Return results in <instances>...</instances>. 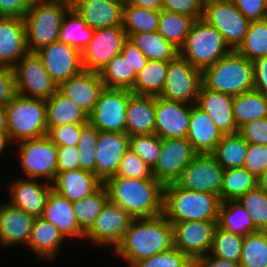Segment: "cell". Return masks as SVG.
Returning <instances> with one entry per match:
<instances>
[{
  "label": "cell",
  "instance_id": "60d3db41",
  "mask_svg": "<svg viewBox=\"0 0 267 267\" xmlns=\"http://www.w3.org/2000/svg\"><path fill=\"white\" fill-rule=\"evenodd\" d=\"M109 201L107 189L102 185L88 197L73 203V210L79 228L86 233L95 222L105 204Z\"/></svg>",
  "mask_w": 267,
  "mask_h": 267
},
{
  "label": "cell",
  "instance_id": "b9f144b4",
  "mask_svg": "<svg viewBox=\"0 0 267 267\" xmlns=\"http://www.w3.org/2000/svg\"><path fill=\"white\" fill-rule=\"evenodd\" d=\"M236 51L251 62L267 57V18L250 21L244 40Z\"/></svg>",
  "mask_w": 267,
  "mask_h": 267
},
{
  "label": "cell",
  "instance_id": "91938a15",
  "mask_svg": "<svg viewBox=\"0 0 267 267\" xmlns=\"http://www.w3.org/2000/svg\"><path fill=\"white\" fill-rule=\"evenodd\" d=\"M17 95L13 68L0 67V105H7Z\"/></svg>",
  "mask_w": 267,
  "mask_h": 267
},
{
  "label": "cell",
  "instance_id": "89a4df30",
  "mask_svg": "<svg viewBox=\"0 0 267 267\" xmlns=\"http://www.w3.org/2000/svg\"><path fill=\"white\" fill-rule=\"evenodd\" d=\"M257 187L267 193V169L257 177Z\"/></svg>",
  "mask_w": 267,
  "mask_h": 267
},
{
  "label": "cell",
  "instance_id": "9c48e42d",
  "mask_svg": "<svg viewBox=\"0 0 267 267\" xmlns=\"http://www.w3.org/2000/svg\"><path fill=\"white\" fill-rule=\"evenodd\" d=\"M203 19L220 32L232 50L243 42L250 23L233 0H204Z\"/></svg>",
  "mask_w": 267,
  "mask_h": 267
},
{
  "label": "cell",
  "instance_id": "f546056e",
  "mask_svg": "<svg viewBox=\"0 0 267 267\" xmlns=\"http://www.w3.org/2000/svg\"><path fill=\"white\" fill-rule=\"evenodd\" d=\"M102 185L103 182L94 173L77 169L58 173L52 188L74 203L90 196Z\"/></svg>",
  "mask_w": 267,
  "mask_h": 267
},
{
  "label": "cell",
  "instance_id": "9a60e30c",
  "mask_svg": "<svg viewBox=\"0 0 267 267\" xmlns=\"http://www.w3.org/2000/svg\"><path fill=\"white\" fill-rule=\"evenodd\" d=\"M128 39L123 26L95 29L93 38L81 52L84 70L100 72L115 56L120 55Z\"/></svg>",
  "mask_w": 267,
  "mask_h": 267
},
{
  "label": "cell",
  "instance_id": "6f0895ef",
  "mask_svg": "<svg viewBox=\"0 0 267 267\" xmlns=\"http://www.w3.org/2000/svg\"><path fill=\"white\" fill-rule=\"evenodd\" d=\"M57 174L80 169L79 149L77 146H57Z\"/></svg>",
  "mask_w": 267,
  "mask_h": 267
},
{
  "label": "cell",
  "instance_id": "11a10c76",
  "mask_svg": "<svg viewBox=\"0 0 267 267\" xmlns=\"http://www.w3.org/2000/svg\"><path fill=\"white\" fill-rule=\"evenodd\" d=\"M243 167L255 177L265 171L267 169V145L248 144Z\"/></svg>",
  "mask_w": 267,
  "mask_h": 267
},
{
  "label": "cell",
  "instance_id": "ba28073f",
  "mask_svg": "<svg viewBox=\"0 0 267 267\" xmlns=\"http://www.w3.org/2000/svg\"><path fill=\"white\" fill-rule=\"evenodd\" d=\"M6 113L14 143L47 135L46 100L16 95L6 105Z\"/></svg>",
  "mask_w": 267,
  "mask_h": 267
},
{
  "label": "cell",
  "instance_id": "ee69618b",
  "mask_svg": "<svg viewBox=\"0 0 267 267\" xmlns=\"http://www.w3.org/2000/svg\"><path fill=\"white\" fill-rule=\"evenodd\" d=\"M159 17L160 11L124 5L122 26L126 34L154 32L158 30Z\"/></svg>",
  "mask_w": 267,
  "mask_h": 267
},
{
  "label": "cell",
  "instance_id": "f1b7e54d",
  "mask_svg": "<svg viewBox=\"0 0 267 267\" xmlns=\"http://www.w3.org/2000/svg\"><path fill=\"white\" fill-rule=\"evenodd\" d=\"M224 134L211 117L196 104H191L187 140L197 154L212 153Z\"/></svg>",
  "mask_w": 267,
  "mask_h": 267
},
{
  "label": "cell",
  "instance_id": "4316f807",
  "mask_svg": "<svg viewBox=\"0 0 267 267\" xmlns=\"http://www.w3.org/2000/svg\"><path fill=\"white\" fill-rule=\"evenodd\" d=\"M233 97L230 94L209 90L202 85L196 102L224 135L239 134L232 113Z\"/></svg>",
  "mask_w": 267,
  "mask_h": 267
},
{
  "label": "cell",
  "instance_id": "74e56055",
  "mask_svg": "<svg viewBox=\"0 0 267 267\" xmlns=\"http://www.w3.org/2000/svg\"><path fill=\"white\" fill-rule=\"evenodd\" d=\"M257 187V177L244 167L224 170L220 201L239 200L245 193Z\"/></svg>",
  "mask_w": 267,
  "mask_h": 267
},
{
  "label": "cell",
  "instance_id": "30bf717a",
  "mask_svg": "<svg viewBox=\"0 0 267 267\" xmlns=\"http://www.w3.org/2000/svg\"><path fill=\"white\" fill-rule=\"evenodd\" d=\"M13 71L17 95L48 100L58 89V85L50 77L36 52L24 55L15 64Z\"/></svg>",
  "mask_w": 267,
  "mask_h": 267
},
{
  "label": "cell",
  "instance_id": "8fae6325",
  "mask_svg": "<svg viewBox=\"0 0 267 267\" xmlns=\"http://www.w3.org/2000/svg\"><path fill=\"white\" fill-rule=\"evenodd\" d=\"M132 219L133 217L119 205L108 201L85 233L84 240L89 241L87 245L92 244L95 249L106 248L112 252L124 237Z\"/></svg>",
  "mask_w": 267,
  "mask_h": 267
},
{
  "label": "cell",
  "instance_id": "7c38bea8",
  "mask_svg": "<svg viewBox=\"0 0 267 267\" xmlns=\"http://www.w3.org/2000/svg\"><path fill=\"white\" fill-rule=\"evenodd\" d=\"M202 86V70L178 55L169 61L164 88L159 97L196 104Z\"/></svg>",
  "mask_w": 267,
  "mask_h": 267
},
{
  "label": "cell",
  "instance_id": "f6af8a7d",
  "mask_svg": "<svg viewBox=\"0 0 267 267\" xmlns=\"http://www.w3.org/2000/svg\"><path fill=\"white\" fill-rule=\"evenodd\" d=\"M244 236L216 227L209 254L221 259L240 262Z\"/></svg>",
  "mask_w": 267,
  "mask_h": 267
},
{
  "label": "cell",
  "instance_id": "a7ac6f4b",
  "mask_svg": "<svg viewBox=\"0 0 267 267\" xmlns=\"http://www.w3.org/2000/svg\"><path fill=\"white\" fill-rule=\"evenodd\" d=\"M0 133H8V121L5 105H0Z\"/></svg>",
  "mask_w": 267,
  "mask_h": 267
},
{
  "label": "cell",
  "instance_id": "f907efd6",
  "mask_svg": "<svg viewBox=\"0 0 267 267\" xmlns=\"http://www.w3.org/2000/svg\"><path fill=\"white\" fill-rule=\"evenodd\" d=\"M133 267H195V261L172 247L170 250L137 262Z\"/></svg>",
  "mask_w": 267,
  "mask_h": 267
},
{
  "label": "cell",
  "instance_id": "83f0119b",
  "mask_svg": "<svg viewBox=\"0 0 267 267\" xmlns=\"http://www.w3.org/2000/svg\"><path fill=\"white\" fill-rule=\"evenodd\" d=\"M42 218L53 223L68 243L76 239L84 240L85 233L77 224L73 203L53 189L48 196Z\"/></svg>",
  "mask_w": 267,
  "mask_h": 267
},
{
  "label": "cell",
  "instance_id": "681fc988",
  "mask_svg": "<svg viewBox=\"0 0 267 267\" xmlns=\"http://www.w3.org/2000/svg\"><path fill=\"white\" fill-rule=\"evenodd\" d=\"M129 148L149 167H155L161 152V138L155 133L129 136Z\"/></svg>",
  "mask_w": 267,
  "mask_h": 267
},
{
  "label": "cell",
  "instance_id": "6da1fadb",
  "mask_svg": "<svg viewBox=\"0 0 267 267\" xmlns=\"http://www.w3.org/2000/svg\"><path fill=\"white\" fill-rule=\"evenodd\" d=\"M173 247V226L162 214L150 218H133L124 237L112 253L125 267Z\"/></svg>",
  "mask_w": 267,
  "mask_h": 267
},
{
  "label": "cell",
  "instance_id": "8d00e7d4",
  "mask_svg": "<svg viewBox=\"0 0 267 267\" xmlns=\"http://www.w3.org/2000/svg\"><path fill=\"white\" fill-rule=\"evenodd\" d=\"M169 61L148 60L137 75L131 92L139 95L159 96L164 88Z\"/></svg>",
  "mask_w": 267,
  "mask_h": 267
},
{
  "label": "cell",
  "instance_id": "680465c9",
  "mask_svg": "<svg viewBox=\"0 0 267 267\" xmlns=\"http://www.w3.org/2000/svg\"><path fill=\"white\" fill-rule=\"evenodd\" d=\"M249 21L267 18V0H233Z\"/></svg>",
  "mask_w": 267,
  "mask_h": 267
},
{
  "label": "cell",
  "instance_id": "3957f363",
  "mask_svg": "<svg viewBox=\"0 0 267 267\" xmlns=\"http://www.w3.org/2000/svg\"><path fill=\"white\" fill-rule=\"evenodd\" d=\"M219 196L179 187L164 186L163 215L171 223L186 221H218Z\"/></svg>",
  "mask_w": 267,
  "mask_h": 267
},
{
  "label": "cell",
  "instance_id": "c3c4849f",
  "mask_svg": "<svg viewBox=\"0 0 267 267\" xmlns=\"http://www.w3.org/2000/svg\"><path fill=\"white\" fill-rule=\"evenodd\" d=\"M98 136L99 130L88 122L82 127V132L77 145L79 149L80 169L94 174L96 162L95 151Z\"/></svg>",
  "mask_w": 267,
  "mask_h": 267
},
{
  "label": "cell",
  "instance_id": "be15d7a7",
  "mask_svg": "<svg viewBox=\"0 0 267 267\" xmlns=\"http://www.w3.org/2000/svg\"><path fill=\"white\" fill-rule=\"evenodd\" d=\"M254 90L267 97V57L253 62Z\"/></svg>",
  "mask_w": 267,
  "mask_h": 267
},
{
  "label": "cell",
  "instance_id": "6125c7cd",
  "mask_svg": "<svg viewBox=\"0 0 267 267\" xmlns=\"http://www.w3.org/2000/svg\"><path fill=\"white\" fill-rule=\"evenodd\" d=\"M32 0H0V16L22 18L29 10Z\"/></svg>",
  "mask_w": 267,
  "mask_h": 267
},
{
  "label": "cell",
  "instance_id": "bcb514c9",
  "mask_svg": "<svg viewBox=\"0 0 267 267\" xmlns=\"http://www.w3.org/2000/svg\"><path fill=\"white\" fill-rule=\"evenodd\" d=\"M240 267H265L267 265V231L244 236Z\"/></svg>",
  "mask_w": 267,
  "mask_h": 267
},
{
  "label": "cell",
  "instance_id": "4dcf8cb0",
  "mask_svg": "<svg viewBox=\"0 0 267 267\" xmlns=\"http://www.w3.org/2000/svg\"><path fill=\"white\" fill-rule=\"evenodd\" d=\"M155 96L132 93L126 109V134L155 133Z\"/></svg>",
  "mask_w": 267,
  "mask_h": 267
},
{
  "label": "cell",
  "instance_id": "ffe728a7",
  "mask_svg": "<svg viewBox=\"0 0 267 267\" xmlns=\"http://www.w3.org/2000/svg\"><path fill=\"white\" fill-rule=\"evenodd\" d=\"M191 104L155 96V134L161 139L186 138Z\"/></svg>",
  "mask_w": 267,
  "mask_h": 267
},
{
  "label": "cell",
  "instance_id": "e7e4bbea",
  "mask_svg": "<svg viewBox=\"0 0 267 267\" xmlns=\"http://www.w3.org/2000/svg\"><path fill=\"white\" fill-rule=\"evenodd\" d=\"M195 267H240V264L218 258L208 253L195 261Z\"/></svg>",
  "mask_w": 267,
  "mask_h": 267
},
{
  "label": "cell",
  "instance_id": "cb8c5ba5",
  "mask_svg": "<svg viewBox=\"0 0 267 267\" xmlns=\"http://www.w3.org/2000/svg\"><path fill=\"white\" fill-rule=\"evenodd\" d=\"M71 7L93 29L123 24L124 2L121 0H72Z\"/></svg>",
  "mask_w": 267,
  "mask_h": 267
},
{
  "label": "cell",
  "instance_id": "f35d334b",
  "mask_svg": "<svg viewBox=\"0 0 267 267\" xmlns=\"http://www.w3.org/2000/svg\"><path fill=\"white\" fill-rule=\"evenodd\" d=\"M248 143L240 134L224 135L211 153L224 168H240L244 166Z\"/></svg>",
  "mask_w": 267,
  "mask_h": 267
},
{
  "label": "cell",
  "instance_id": "7dc6e473",
  "mask_svg": "<svg viewBox=\"0 0 267 267\" xmlns=\"http://www.w3.org/2000/svg\"><path fill=\"white\" fill-rule=\"evenodd\" d=\"M258 231H267V193L258 187L249 190L239 200Z\"/></svg>",
  "mask_w": 267,
  "mask_h": 267
},
{
  "label": "cell",
  "instance_id": "603a6c76",
  "mask_svg": "<svg viewBox=\"0 0 267 267\" xmlns=\"http://www.w3.org/2000/svg\"><path fill=\"white\" fill-rule=\"evenodd\" d=\"M29 52L24 20L0 16V67L13 68Z\"/></svg>",
  "mask_w": 267,
  "mask_h": 267
},
{
  "label": "cell",
  "instance_id": "52a82bcc",
  "mask_svg": "<svg viewBox=\"0 0 267 267\" xmlns=\"http://www.w3.org/2000/svg\"><path fill=\"white\" fill-rule=\"evenodd\" d=\"M14 152L23 178L52 184L57 175V146L45 135L15 143ZM24 174V175H23Z\"/></svg>",
  "mask_w": 267,
  "mask_h": 267
},
{
  "label": "cell",
  "instance_id": "03108f58",
  "mask_svg": "<svg viewBox=\"0 0 267 267\" xmlns=\"http://www.w3.org/2000/svg\"><path fill=\"white\" fill-rule=\"evenodd\" d=\"M163 0H124V5H135L154 11L162 10Z\"/></svg>",
  "mask_w": 267,
  "mask_h": 267
},
{
  "label": "cell",
  "instance_id": "8992f818",
  "mask_svg": "<svg viewBox=\"0 0 267 267\" xmlns=\"http://www.w3.org/2000/svg\"><path fill=\"white\" fill-rule=\"evenodd\" d=\"M231 51L220 32L202 18L193 22L179 55L193 67L203 70Z\"/></svg>",
  "mask_w": 267,
  "mask_h": 267
},
{
  "label": "cell",
  "instance_id": "7bdbcfd3",
  "mask_svg": "<svg viewBox=\"0 0 267 267\" xmlns=\"http://www.w3.org/2000/svg\"><path fill=\"white\" fill-rule=\"evenodd\" d=\"M104 88L129 89L134 87L137 74L121 55L115 56L99 72Z\"/></svg>",
  "mask_w": 267,
  "mask_h": 267
},
{
  "label": "cell",
  "instance_id": "44dd1931",
  "mask_svg": "<svg viewBox=\"0 0 267 267\" xmlns=\"http://www.w3.org/2000/svg\"><path fill=\"white\" fill-rule=\"evenodd\" d=\"M129 150V135L121 132H100L96 143L95 175L104 183L115 176Z\"/></svg>",
  "mask_w": 267,
  "mask_h": 267
},
{
  "label": "cell",
  "instance_id": "f5cc1de1",
  "mask_svg": "<svg viewBox=\"0 0 267 267\" xmlns=\"http://www.w3.org/2000/svg\"><path fill=\"white\" fill-rule=\"evenodd\" d=\"M83 125L48 127L47 136L56 146H77Z\"/></svg>",
  "mask_w": 267,
  "mask_h": 267
},
{
  "label": "cell",
  "instance_id": "1f68e13d",
  "mask_svg": "<svg viewBox=\"0 0 267 267\" xmlns=\"http://www.w3.org/2000/svg\"><path fill=\"white\" fill-rule=\"evenodd\" d=\"M89 122V115L59 89L46 100L47 127L60 125H84Z\"/></svg>",
  "mask_w": 267,
  "mask_h": 267
},
{
  "label": "cell",
  "instance_id": "94428289",
  "mask_svg": "<svg viewBox=\"0 0 267 267\" xmlns=\"http://www.w3.org/2000/svg\"><path fill=\"white\" fill-rule=\"evenodd\" d=\"M120 55L124 60L128 61L137 75L148 62V59L143 55L139 48L128 39L124 42Z\"/></svg>",
  "mask_w": 267,
  "mask_h": 267
},
{
  "label": "cell",
  "instance_id": "5bb4252c",
  "mask_svg": "<svg viewBox=\"0 0 267 267\" xmlns=\"http://www.w3.org/2000/svg\"><path fill=\"white\" fill-rule=\"evenodd\" d=\"M224 170L211 153L196 154L175 183L184 189L214 194L220 198Z\"/></svg>",
  "mask_w": 267,
  "mask_h": 267
},
{
  "label": "cell",
  "instance_id": "9f6ffc18",
  "mask_svg": "<svg viewBox=\"0 0 267 267\" xmlns=\"http://www.w3.org/2000/svg\"><path fill=\"white\" fill-rule=\"evenodd\" d=\"M239 134L248 144L267 145V117L245 123L239 128Z\"/></svg>",
  "mask_w": 267,
  "mask_h": 267
},
{
  "label": "cell",
  "instance_id": "ac0fdd59",
  "mask_svg": "<svg viewBox=\"0 0 267 267\" xmlns=\"http://www.w3.org/2000/svg\"><path fill=\"white\" fill-rule=\"evenodd\" d=\"M171 224L173 247L194 261L210 252L217 221H186Z\"/></svg>",
  "mask_w": 267,
  "mask_h": 267
},
{
  "label": "cell",
  "instance_id": "e575fe53",
  "mask_svg": "<svg viewBox=\"0 0 267 267\" xmlns=\"http://www.w3.org/2000/svg\"><path fill=\"white\" fill-rule=\"evenodd\" d=\"M217 225L241 236L258 232L252 223L251 216L238 200L221 202Z\"/></svg>",
  "mask_w": 267,
  "mask_h": 267
},
{
  "label": "cell",
  "instance_id": "d6986e66",
  "mask_svg": "<svg viewBox=\"0 0 267 267\" xmlns=\"http://www.w3.org/2000/svg\"><path fill=\"white\" fill-rule=\"evenodd\" d=\"M36 53L57 85L84 70L81 52L69 44L56 41Z\"/></svg>",
  "mask_w": 267,
  "mask_h": 267
},
{
  "label": "cell",
  "instance_id": "d4e9b609",
  "mask_svg": "<svg viewBox=\"0 0 267 267\" xmlns=\"http://www.w3.org/2000/svg\"><path fill=\"white\" fill-rule=\"evenodd\" d=\"M66 242L68 241L53 223L42 217H36L27 249L34 254L33 256L37 261L53 262L61 256L60 252L64 250L63 247L67 245Z\"/></svg>",
  "mask_w": 267,
  "mask_h": 267
},
{
  "label": "cell",
  "instance_id": "7a4b0ae2",
  "mask_svg": "<svg viewBox=\"0 0 267 267\" xmlns=\"http://www.w3.org/2000/svg\"><path fill=\"white\" fill-rule=\"evenodd\" d=\"M103 185L107 189L109 201L119 205L133 218L163 214L164 185L155 178L112 176Z\"/></svg>",
  "mask_w": 267,
  "mask_h": 267
},
{
  "label": "cell",
  "instance_id": "e0dca14e",
  "mask_svg": "<svg viewBox=\"0 0 267 267\" xmlns=\"http://www.w3.org/2000/svg\"><path fill=\"white\" fill-rule=\"evenodd\" d=\"M12 177L13 180L7 182L6 195L7 202L12 206L25 211L27 214L42 217L44 207L51 192L52 184L39 180L23 177ZM9 198V199H8Z\"/></svg>",
  "mask_w": 267,
  "mask_h": 267
},
{
  "label": "cell",
  "instance_id": "277c9868",
  "mask_svg": "<svg viewBox=\"0 0 267 267\" xmlns=\"http://www.w3.org/2000/svg\"><path fill=\"white\" fill-rule=\"evenodd\" d=\"M70 8L69 0L31 1L29 10L23 17L30 52H37L59 41L62 19Z\"/></svg>",
  "mask_w": 267,
  "mask_h": 267
},
{
  "label": "cell",
  "instance_id": "5b68a950",
  "mask_svg": "<svg viewBox=\"0 0 267 267\" xmlns=\"http://www.w3.org/2000/svg\"><path fill=\"white\" fill-rule=\"evenodd\" d=\"M202 85L212 91L240 95L254 90L253 62L232 50L202 70Z\"/></svg>",
  "mask_w": 267,
  "mask_h": 267
},
{
  "label": "cell",
  "instance_id": "db71d44e",
  "mask_svg": "<svg viewBox=\"0 0 267 267\" xmlns=\"http://www.w3.org/2000/svg\"><path fill=\"white\" fill-rule=\"evenodd\" d=\"M204 0H163L162 10L187 15L194 20L203 18Z\"/></svg>",
  "mask_w": 267,
  "mask_h": 267
},
{
  "label": "cell",
  "instance_id": "2e32d148",
  "mask_svg": "<svg viewBox=\"0 0 267 267\" xmlns=\"http://www.w3.org/2000/svg\"><path fill=\"white\" fill-rule=\"evenodd\" d=\"M196 154L187 138L161 139V152L152 169L153 177L164 186L175 183Z\"/></svg>",
  "mask_w": 267,
  "mask_h": 267
},
{
  "label": "cell",
  "instance_id": "836d02e7",
  "mask_svg": "<svg viewBox=\"0 0 267 267\" xmlns=\"http://www.w3.org/2000/svg\"><path fill=\"white\" fill-rule=\"evenodd\" d=\"M232 113L238 129L245 123L267 117V97L252 90L233 97Z\"/></svg>",
  "mask_w": 267,
  "mask_h": 267
},
{
  "label": "cell",
  "instance_id": "816d5d0a",
  "mask_svg": "<svg viewBox=\"0 0 267 267\" xmlns=\"http://www.w3.org/2000/svg\"><path fill=\"white\" fill-rule=\"evenodd\" d=\"M115 176L134 178V179L154 178L152 173V168L149 167L130 148L124 155L120 167Z\"/></svg>",
  "mask_w": 267,
  "mask_h": 267
},
{
  "label": "cell",
  "instance_id": "003e7915",
  "mask_svg": "<svg viewBox=\"0 0 267 267\" xmlns=\"http://www.w3.org/2000/svg\"><path fill=\"white\" fill-rule=\"evenodd\" d=\"M9 147L14 148L15 143L12 141L8 133H0V156L3 157L6 153L10 152ZM8 150V152H6ZM0 157V159H2ZM1 163V162H0Z\"/></svg>",
  "mask_w": 267,
  "mask_h": 267
},
{
  "label": "cell",
  "instance_id": "d590c367",
  "mask_svg": "<svg viewBox=\"0 0 267 267\" xmlns=\"http://www.w3.org/2000/svg\"><path fill=\"white\" fill-rule=\"evenodd\" d=\"M94 32L95 29L88 26L71 7L62 19L59 41L82 52L93 38Z\"/></svg>",
  "mask_w": 267,
  "mask_h": 267
},
{
  "label": "cell",
  "instance_id": "d6a6232c",
  "mask_svg": "<svg viewBox=\"0 0 267 267\" xmlns=\"http://www.w3.org/2000/svg\"><path fill=\"white\" fill-rule=\"evenodd\" d=\"M127 37L148 60L171 61L179 55V49L158 31L127 34Z\"/></svg>",
  "mask_w": 267,
  "mask_h": 267
},
{
  "label": "cell",
  "instance_id": "484cf974",
  "mask_svg": "<svg viewBox=\"0 0 267 267\" xmlns=\"http://www.w3.org/2000/svg\"><path fill=\"white\" fill-rule=\"evenodd\" d=\"M58 89L90 115L104 89V84L98 72L82 70L79 74L61 82Z\"/></svg>",
  "mask_w": 267,
  "mask_h": 267
},
{
  "label": "cell",
  "instance_id": "ab89813d",
  "mask_svg": "<svg viewBox=\"0 0 267 267\" xmlns=\"http://www.w3.org/2000/svg\"><path fill=\"white\" fill-rule=\"evenodd\" d=\"M194 21L187 15L161 10L157 31L180 50Z\"/></svg>",
  "mask_w": 267,
  "mask_h": 267
},
{
  "label": "cell",
  "instance_id": "4fadbf2b",
  "mask_svg": "<svg viewBox=\"0 0 267 267\" xmlns=\"http://www.w3.org/2000/svg\"><path fill=\"white\" fill-rule=\"evenodd\" d=\"M131 94L129 89L104 88L89 122L100 132L126 133V109Z\"/></svg>",
  "mask_w": 267,
  "mask_h": 267
},
{
  "label": "cell",
  "instance_id": "7402d4cb",
  "mask_svg": "<svg viewBox=\"0 0 267 267\" xmlns=\"http://www.w3.org/2000/svg\"><path fill=\"white\" fill-rule=\"evenodd\" d=\"M34 220V216L5 200L0 201V248L8 250L22 246L27 249Z\"/></svg>",
  "mask_w": 267,
  "mask_h": 267
}]
</instances>
